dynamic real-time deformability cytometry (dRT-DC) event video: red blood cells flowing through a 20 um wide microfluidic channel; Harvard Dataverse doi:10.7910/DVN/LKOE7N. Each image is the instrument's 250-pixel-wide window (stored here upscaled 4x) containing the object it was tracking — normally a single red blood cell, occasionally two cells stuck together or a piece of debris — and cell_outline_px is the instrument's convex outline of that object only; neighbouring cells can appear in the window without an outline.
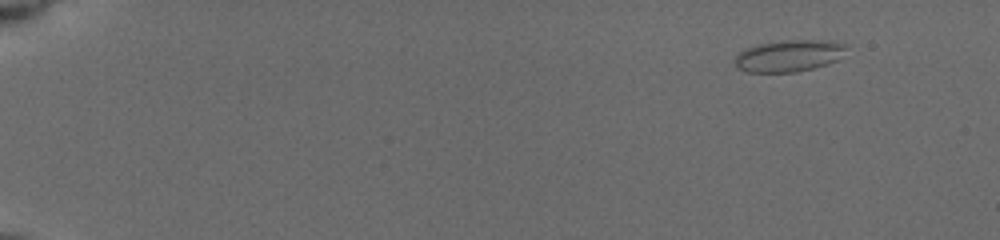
{"species": "common noctule bat (a hibernating species)", "species_latin": "Nyctalus noctula", "temperature_condition": "cold", "stored_images_in_passage": 55, "camera_frame_rate_fps": 3000, "um_per_image_px": 0.085, "animal": {"sex": "female", "body_mass_g": 19.5, "forearm_length_mm": 54.1}, "frame": {"image": 1, "passage_image": 1, "time_ms": 0.0, "image_size_px": [1000, 240], "cell_outline_px": [[844, 48], [836, 60], [812, 68], [796, 72], [748, 72], [740, 68], [736, 64], [736, 56], [744, 48], [756, 44], [788, 40], [816, 40], [844, 44]], "centroid_in_image_um": [66.97, 4.74], "position_along_channel_um": 18.0, "area_um2": 19.94}}
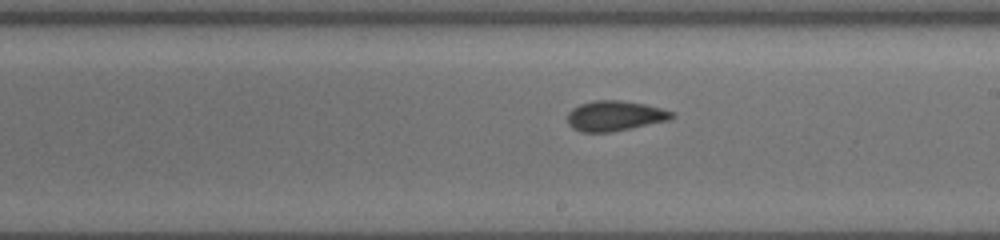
{"frame": {"image": 2, "passage_image": 32, "time_ms": 9.333, "image_size_px": [1000, 240], "cell_outline_px": [[676, 116], [668, 120], [612, 132], [580, 132], [572, 128], [568, 124], [568, 112], [572, 108], [580, 104], [596, 100], [616, 100], [644, 104], [676, 112]], "centroid_in_image_um": [52.25, 9.85], "position_along_channel_um": 236.7, "area_um2": 18.32}}
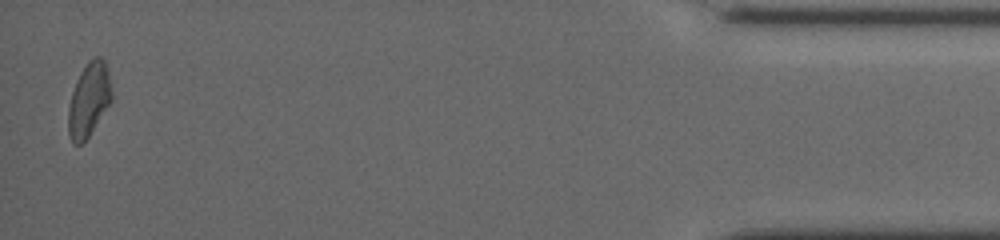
{"frame": {"image": 3, "passage_image": 54, "time_ms": 16.0, "image_size_px": [1000, 240], "cell_outline_px": [[112, 100], [88, 136], [80, 144], [72, 144], [68, 132], [68, 108], [72, 92], [80, 72], [88, 60], [92, 56], [100, 56], [104, 60], [108, 72], [112, 92]], "centroid_in_image_um": [7.55, 8.44], "position_along_channel_um": 427.7, "area_um2": 18.55}, "authors_computed_cell_mechanics": {"area_um2": 18.3226, "velocity_mm_per_s": 3.9343, "shape_relaxation_time_tau1_ms": 6.8367, "shape_relaxation_time_tau2_ms": 1.7548, "deformation_change_tau1": 0.1578, "deformation_change_tau2": 0.0713}}